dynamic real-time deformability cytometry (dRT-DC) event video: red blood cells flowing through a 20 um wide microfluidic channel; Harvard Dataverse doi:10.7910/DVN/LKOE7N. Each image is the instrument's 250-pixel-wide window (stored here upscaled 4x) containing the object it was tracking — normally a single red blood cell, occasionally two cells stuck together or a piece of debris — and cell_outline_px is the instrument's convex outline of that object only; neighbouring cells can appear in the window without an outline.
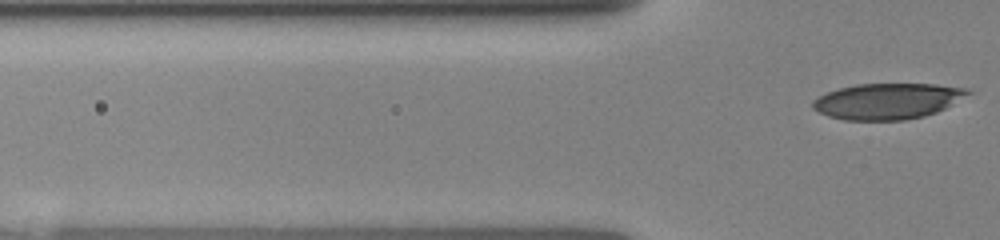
{"species": "human", "species_latin": "Homo sapiens", "temperature_condition": "room temperature", "stored_images_in_passage": 6, "segment_of_instrument_passage": [2, 2], "camera_frame_rate_fps": 3000, "um_per_image_px": 0.085, "donor": {"sex": "female"}, "frame": {"image": 1, "passage_image": 6, "time_ms": 3.667, "image_size_px": [1000, 240], "cell_outline_px": [[976, 92], [936, 112], [924, 116], [904, 120], [844, 120], [828, 116], [812, 108], [812, 100], [828, 92], [840, 88], [856, 84], [932, 84], [968, 88]], "centroid_in_image_um": [75.48, 8.59], "position_along_channel_um": 50.3, "area_um2": 32.48}}